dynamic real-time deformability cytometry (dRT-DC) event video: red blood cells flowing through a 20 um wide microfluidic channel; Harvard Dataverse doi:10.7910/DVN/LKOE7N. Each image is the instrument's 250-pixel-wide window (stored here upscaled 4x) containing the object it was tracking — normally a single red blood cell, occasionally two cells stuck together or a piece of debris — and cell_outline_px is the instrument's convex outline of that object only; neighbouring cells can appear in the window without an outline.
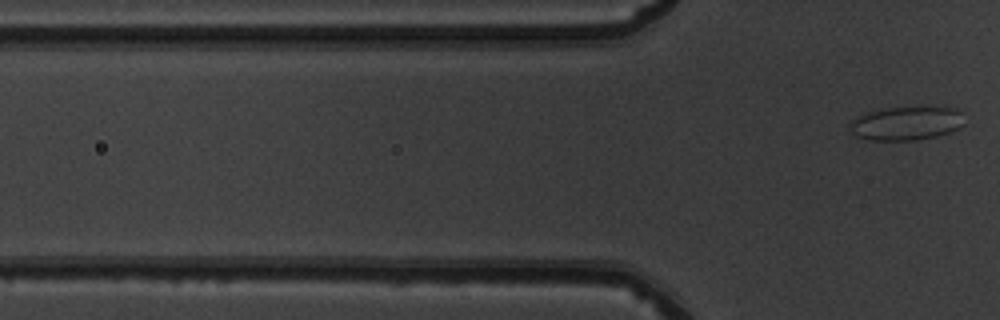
{"species": "common noctule bat (a hibernating species)", "species_latin": "Nyctalus noctula", "temperature_condition": "warm", "stored_images_in_passage": 3, "camera_frame_rate_fps": 3000, "um_per_image_px": 0.085, "animal": {"sex": "male", "body_mass_g": 19.5, "forearm_length_mm": 54.6}, "frame": {"image": 1, "passage_image": 3, "time_ms": 0.667, "image_size_px": [1000, 320], "cell_outline_px": [[964, 124], [948, 132], [936, 136], [916, 140], [868, 140], [856, 136], [852, 132], [848, 124], [856, 116], [868, 112], [888, 108], [956, 108], [960, 112]], "centroid_in_image_um": [76.97, 10.5], "position_along_channel_um": 48.8, "area_um2": 22.08}}